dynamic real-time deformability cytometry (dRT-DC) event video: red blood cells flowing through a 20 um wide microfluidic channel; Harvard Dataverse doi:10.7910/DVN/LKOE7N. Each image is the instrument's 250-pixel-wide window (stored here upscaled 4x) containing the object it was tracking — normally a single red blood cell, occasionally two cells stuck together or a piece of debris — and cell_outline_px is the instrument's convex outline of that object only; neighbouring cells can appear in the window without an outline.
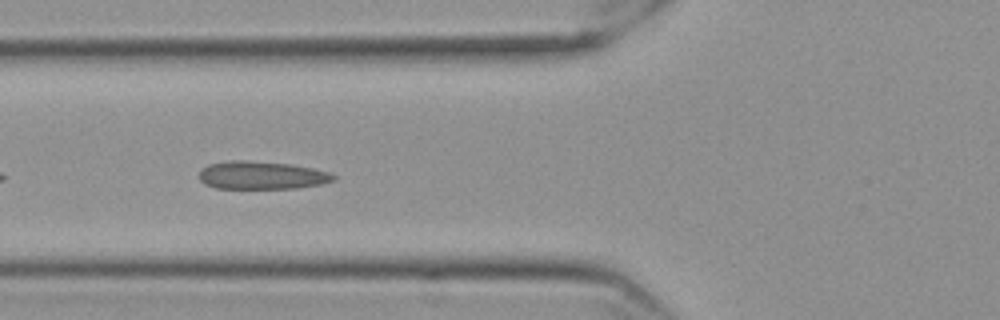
{"species": "Egyptian fruit bat (a non-hibernating species)", "species_latin": "Rousettus aegyptiacus", "temperature_condition": "cold", "stored_images_in_passage": 21, "camera_frame_rate_fps": 3000, "um_per_image_px": 0.085, "frame": {"image": 1, "passage_image": 7, "time_ms": 2.0, "image_size_px": [1000, 320], "cell_outline_px": [[336, 180], [320, 184], [296, 188], [216, 188], [204, 184], [200, 180], [200, 172], [208, 164], [228, 160], [248, 160], [292, 164], [312, 168], [328, 172], [336, 176]], "centroid_in_image_um": [22.24, 14.89], "position_along_channel_um": 103.6, "area_um2": 21.91}}
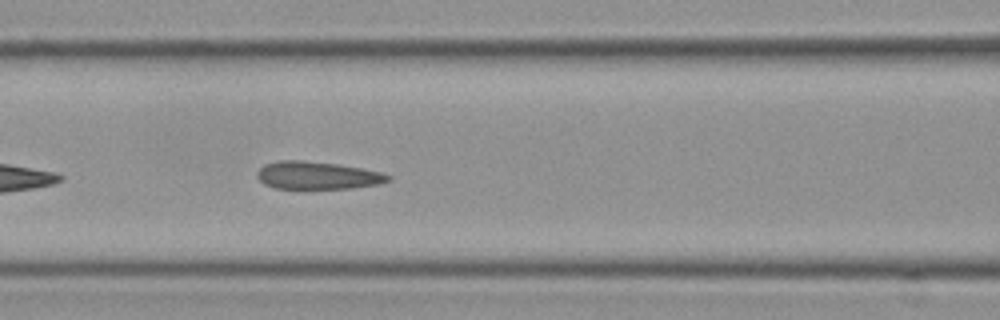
{"frame": {"image": 2, "passage_image": 10, "time_ms": 3.0, "image_size_px": [1000, 320], "cell_outline_px": [[392, 180], [380, 184], [352, 188], [276, 188], [264, 184], [256, 176], [256, 172], [264, 164], [280, 160], [304, 160], [336, 164], [360, 168], [380, 172], [392, 176]], "centroid_in_image_um": [26.98, 14.9], "position_along_channel_um": 139.6, "area_um2": 21.1}}